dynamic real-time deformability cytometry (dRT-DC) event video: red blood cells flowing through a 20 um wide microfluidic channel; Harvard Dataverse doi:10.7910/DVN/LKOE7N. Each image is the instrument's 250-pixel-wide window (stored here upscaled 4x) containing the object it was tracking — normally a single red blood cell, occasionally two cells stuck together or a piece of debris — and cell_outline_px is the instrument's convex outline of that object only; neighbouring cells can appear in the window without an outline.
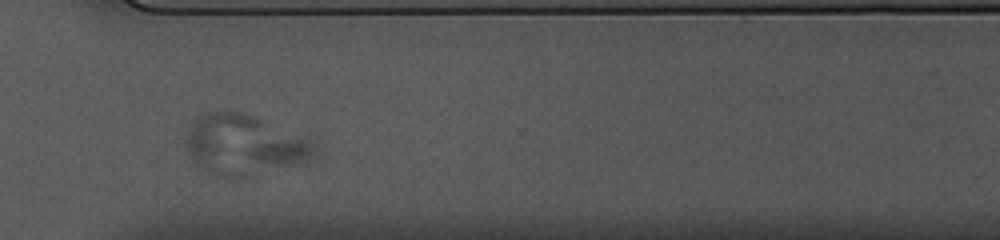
{"species": "common noctule bat (a hibernating species)", "species_latin": "Nyctalus noctula", "temperature_condition": "cold", "stored_images_in_passage": 30, "camera_frame_rate_fps": 3000, "um_per_image_px": 0.085, "animal": {"sex": "female", "body_mass_g": 10.0, "forearm_length_mm": 53.1}, "frame": {"image": 1, "passage_image": 26, "time_ms": 8.333, "image_size_px": [1000, 240], "cell_outline_px": [[320, 148], [316, 156], [312, 160], [296, 164], [280, 164], [248, 160], [248, 152], [256, 144], [308, 136], [312, 136]], "centroid_in_image_um": [24.27, 12.85], "position_along_channel_um": 346.3, "area_um2": 10.81}}